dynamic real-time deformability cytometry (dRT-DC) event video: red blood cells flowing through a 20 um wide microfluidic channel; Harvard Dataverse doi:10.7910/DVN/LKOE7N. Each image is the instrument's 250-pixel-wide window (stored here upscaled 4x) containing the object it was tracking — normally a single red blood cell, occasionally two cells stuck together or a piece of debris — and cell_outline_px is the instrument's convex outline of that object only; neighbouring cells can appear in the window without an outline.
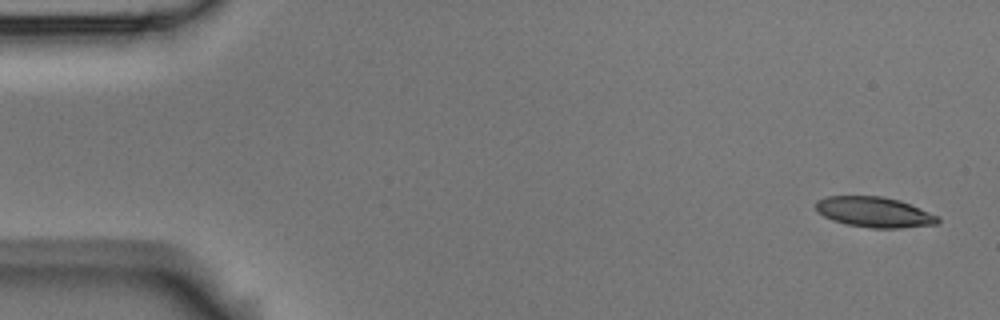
{"species": "Egyptian fruit bat (a non-hibernating species)", "species_latin": "Rousettus aegyptiacus", "temperature_condition": "room temperature", "stored_images_in_passage": 4, "camera_frame_rate_fps": 3000, "um_per_image_px": 0.085, "animal": {"sex": "male"}, "frame": {"image": 1, "passage_image": 1, "time_ms": 0.0, "image_size_px": [1000, 320], "cell_outline_px": [[940, 220], [936, 224], [900, 228], [872, 228], [844, 224], [832, 220], [816, 212], [816, 200], [824, 196], [884, 196], [900, 200], [940, 216]], "centroid_in_image_um": [74.3, 18.02], "position_along_channel_um": 10.7, "area_um2": 21.85}}
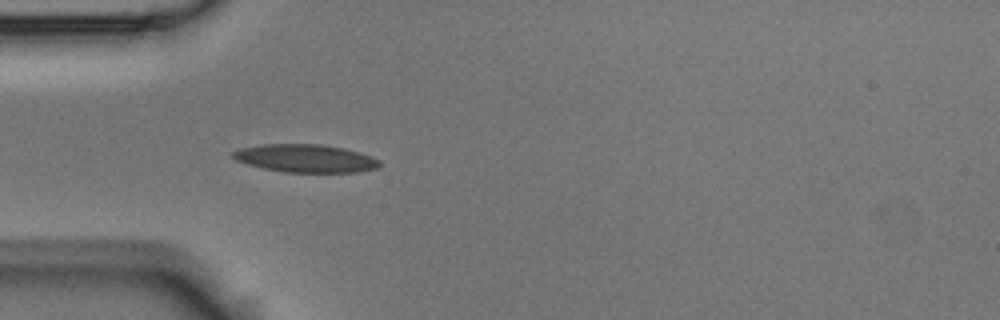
{"frame": {"image": 2, "passage_image": 4, "time_ms": 1.0, "image_size_px": [1000, 320], "cell_outline_px": [[380, 164], [376, 168], [356, 172], [284, 172], [264, 168], [248, 164], [236, 160], [232, 156], [232, 152], [240, 148], [264, 144], [320, 144], [344, 148], [360, 152], [372, 156], [380, 160]], "centroid_in_image_um": [25.98, 13.45], "position_along_channel_um": 59.0, "area_um2": 23.81}}